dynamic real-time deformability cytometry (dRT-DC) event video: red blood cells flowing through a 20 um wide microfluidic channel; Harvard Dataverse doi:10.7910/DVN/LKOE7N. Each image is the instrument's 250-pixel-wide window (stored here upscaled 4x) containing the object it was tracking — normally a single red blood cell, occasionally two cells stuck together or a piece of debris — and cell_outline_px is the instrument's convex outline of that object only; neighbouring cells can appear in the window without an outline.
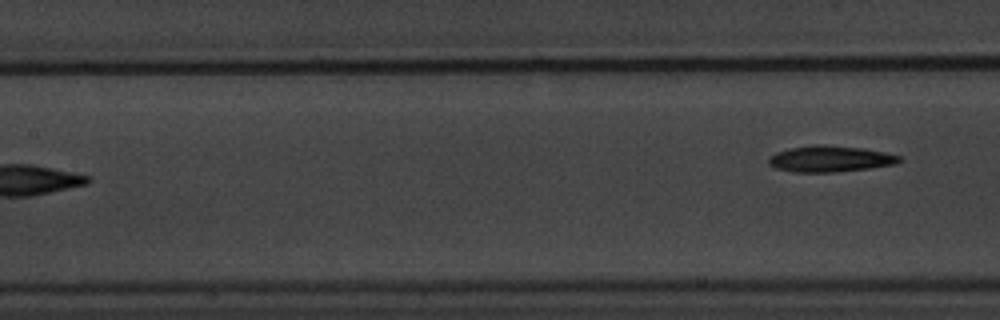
{"species": "common noctule bat (a hibernating species)", "species_latin": "Nyctalus noctula", "temperature_condition": "warm", "stored_images_in_passage": 7, "segment_of_instrument_passage": [2, 2], "camera_frame_rate_fps": 3000, "um_per_image_px": 0.085, "animal": {"sex": "male", "body_mass_g": 20.1, "forearm_length_mm": 53.5}, "frame": {"image": 1, "passage_image": 7, "time_ms": 7.0, "image_size_px": [1000, 320], "cell_outline_px": [[904, 160], [896, 164], [868, 168], [832, 172], [796, 172], [776, 168], [768, 164], [768, 156], [776, 152], [788, 148], [816, 144], [824, 144], [860, 148], [884, 152], [900, 156]], "centroid_in_image_um": [70.53, 13.49], "position_along_channel_um": 136.9, "area_um2": 19.94}}